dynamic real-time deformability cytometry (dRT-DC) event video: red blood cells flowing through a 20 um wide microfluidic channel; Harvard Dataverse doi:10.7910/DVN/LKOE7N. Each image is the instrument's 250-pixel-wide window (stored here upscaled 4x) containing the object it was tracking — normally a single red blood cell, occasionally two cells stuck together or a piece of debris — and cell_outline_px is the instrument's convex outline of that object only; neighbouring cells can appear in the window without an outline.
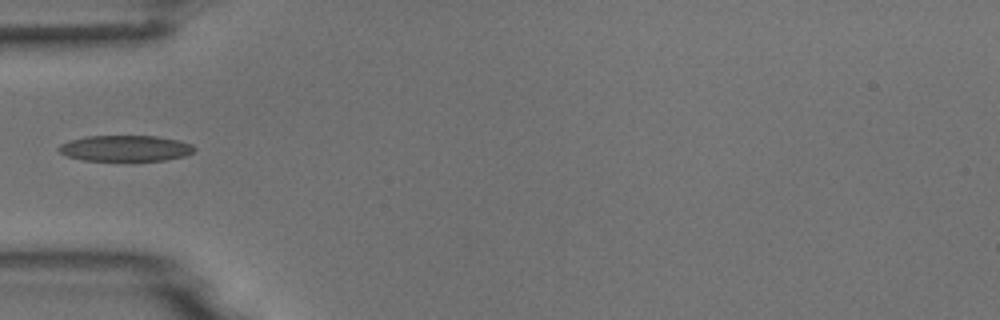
{"species": "common noctule bat (a hibernating species)", "species_latin": "Nyctalus noctula", "temperature_condition": "room temperature", "stored_images_in_passage": 1, "camera_frame_rate_fps": 3000, "um_per_image_px": 0.085, "animal": {"sex": "male", "body_mass_g": 18.8}, "frame": {"image": 1, "passage_image": 1, "time_ms": 0.0, "image_size_px": [1000, 320], "cell_outline_px": [[196, 148], [192, 152], [184, 156], [164, 160], [84, 160], [68, 156], [60, 152], [56, 148], [60, 144], [84, 136], [156, 136], [176, 140], [192, 144]], "centroid_in_image_um": [10.64, 12.6], "position_along_channel_um": 74.4, "area_um2": 20.23}}